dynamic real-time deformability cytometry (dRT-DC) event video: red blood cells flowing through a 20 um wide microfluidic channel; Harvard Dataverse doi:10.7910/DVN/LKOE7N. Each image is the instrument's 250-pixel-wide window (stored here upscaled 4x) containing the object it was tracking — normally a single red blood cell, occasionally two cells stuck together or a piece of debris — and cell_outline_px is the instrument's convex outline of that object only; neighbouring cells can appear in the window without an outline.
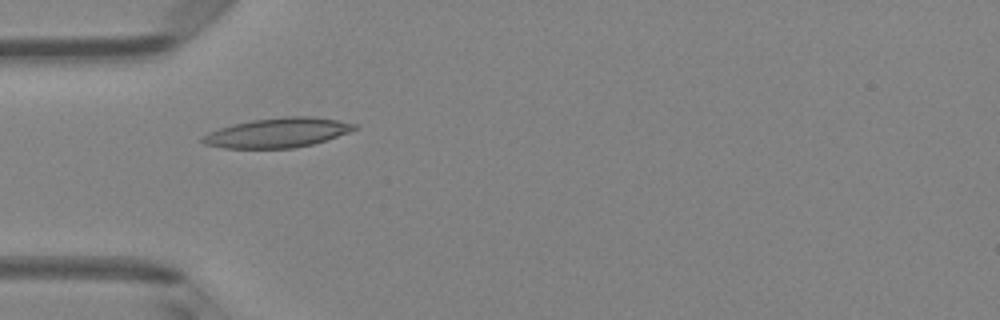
{"species": "Egyptian fruit bat (a non-hibernating species)", "species_latin": "Rousettus aegyptiacus", "temperature_condition": "room temperature", "stored_images_in_passage": 5, "camera_frame_rate_fps": 3000, "um_per_image_px": 0.085, "animal": {"sex": "female"}, "frame": {"image": 1, "passage_image": 5, "time_ms": 4.667, "image_size_px": [1000, 320], "cell_outline_px": [[360, 128], [312, 144], [292, 148], [224, 148], [204, 144], [200, 140], [208, 132], [220, 128], [252, 120], [284, 116], [308, 116], [336, 120], [356, 124]], "centroid_in_image_um": [23.58, 11.28], "position_along_channel_um": 61.4, "area_um2": 25.84}}